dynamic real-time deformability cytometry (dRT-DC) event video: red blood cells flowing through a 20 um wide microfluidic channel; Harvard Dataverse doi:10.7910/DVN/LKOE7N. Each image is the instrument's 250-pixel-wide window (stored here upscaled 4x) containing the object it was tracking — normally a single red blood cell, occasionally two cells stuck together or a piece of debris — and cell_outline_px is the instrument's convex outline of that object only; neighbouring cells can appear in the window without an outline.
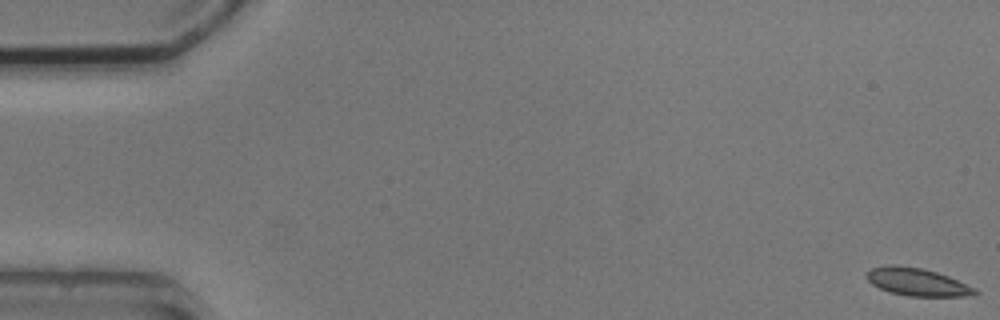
{"species": "common noctule bat (a hibernating species)", "species_latin": "Nyctalus noctula", "temperature_condition": "cold", "stored_images_in_passage": 7, "camera_frame_rate_fps": 3000, "um_per_image_px": 0.085, "animal": {"sex": "male", "body_mass_g": 20.5, "forearm_length_mm": 52.5}, "frame": {"image": 1, "passage_image": 1, "time_ms": 0.0, "image_size_px": [1000, 320], "cell_outline_px": [[980, 292], [976, 296], [908, 296], [892, 292], [880, 288], [872, 284], [864, 276], [872, 268], [888, 264], [892, 264], [920, 268], [936, 272], [948, 276], [976, 288]], "centroid_in_image_um": [77.99, 23.97], "position_along_channel_um": 7.0, "area_um2": 17.46}}
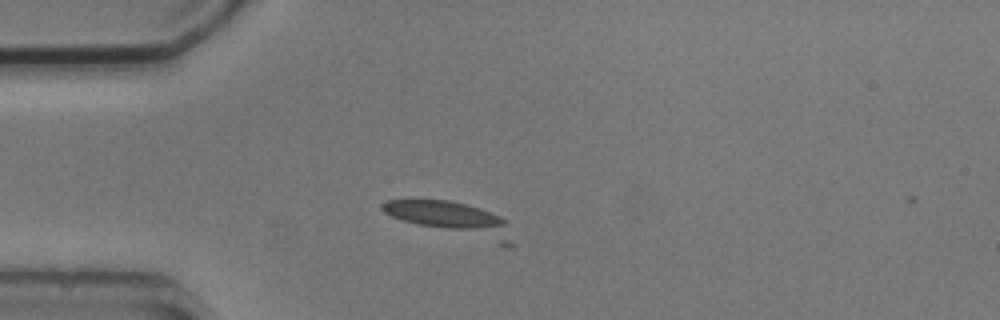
{"frame": {"image": 2, "passage_image": 5, "time_ms": 4.667, "image_size_px": [1000, 320], "cell_outline_px": [[512, 248], [500, 248], [404, 220], [392, 216], [384, 212], [380, 208], [380, 204], [388, 200], [448, 200], [464, 204], [500, 216], [504, 220], [512, 244]], "centroid_in_image_um": [38.46, 18.67], "position_along_channel_um": 46.5, "area_um2": 25.09}}